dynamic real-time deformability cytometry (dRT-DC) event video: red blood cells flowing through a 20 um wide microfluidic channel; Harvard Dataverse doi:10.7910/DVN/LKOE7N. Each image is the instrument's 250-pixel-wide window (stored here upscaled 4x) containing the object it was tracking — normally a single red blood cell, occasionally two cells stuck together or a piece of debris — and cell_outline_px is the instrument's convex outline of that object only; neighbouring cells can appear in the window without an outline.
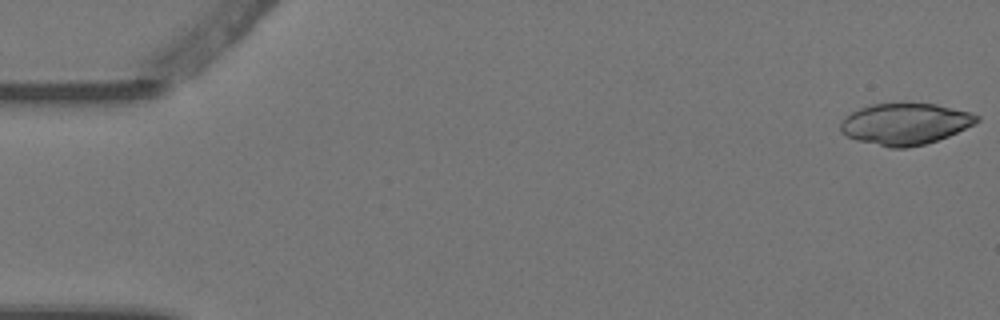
{"species": "Egyptian fruit bat (a non-hibernating species)", "species_latin": "Rousettus aegyptiacus", "temperature_condition": "warm", "stored_images_in_passage": 5, "camera_frame_rate_fps": 3000, "um_per_image_px": 0.085, "animal": {"sex": "female"}, "frame": {"image": 1, "passage_image": 1, "time_ms": 0.0, "image_size_px": [1000, 320], "cell_outline_px": [[980, 120], [976, 124], [948, 136], [924, 144], [904, 148], [888, 148], [856, 140], [840, 132], [840, 124], [852, 112], [860, 108], [872, 104], [900, 100], [904, 100], [936, 104], [972, 112], [980, 116]], "centroid_in_image_um": [76.97, 10.49], "position_along_channel_um": 8.0, "area_um2": 33.76}}